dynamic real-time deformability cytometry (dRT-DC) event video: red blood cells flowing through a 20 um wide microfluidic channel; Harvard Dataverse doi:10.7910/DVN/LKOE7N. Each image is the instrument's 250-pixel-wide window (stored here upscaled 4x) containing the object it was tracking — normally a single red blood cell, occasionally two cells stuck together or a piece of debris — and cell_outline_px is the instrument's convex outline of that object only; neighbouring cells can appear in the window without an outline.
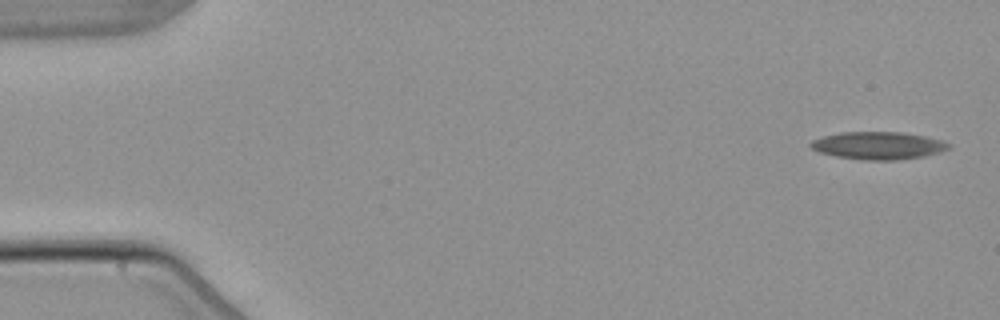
{"species": "common noctule bat (a hibernating species)", "species_latin": "Nyctalus noctula", "temperature_condition": "warm", "stored_images_in_passage": 5, "camera_frame_rate_fps": 3000, "um_per_image_px": 0.085, "animal": {"sex": "male", "body_mass_g": 21.5, "forearm_length_mm": 52.0}, "frame": {"image": 1, "passage_image": 1, "time_ms": 0.0, "image_size_px": [1000, 320], "cell_outline_px": [[952, 144], [948, 148], [940, 152], [924, 156], [896, 160], [860, 160], [836, 156], [820, 152], [812, 148], [808, 144], [812, 140], [824, 136], [840, 132], [900, 132], [924, 136], [940, 140]], "centroid_in_image_um": [74.63, 12.37], "position_along_channel_um": 10.4, "area_um2": 22.08}}
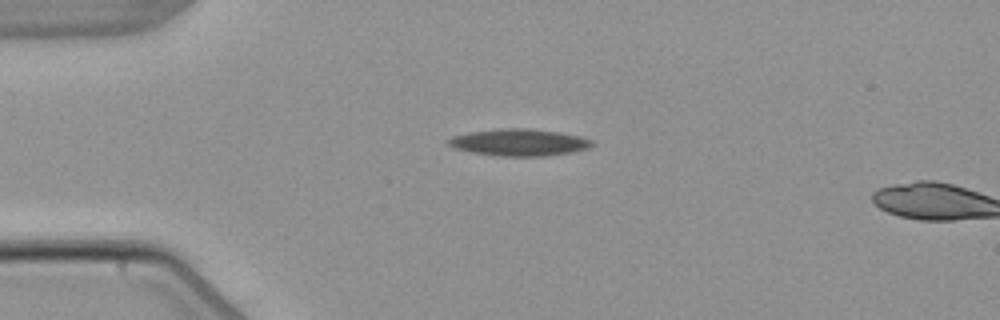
{"frame": {"image": 2, "passage_image": 4, "time_ms": 3.667, "image_size_px": [1000, 320], "cell_outline_px": [[596, 144], [588, 148], [572, 152], [548, 156], [500, 156], [472, 152], [452, 148], [444, 140], [452, 136], [468, 132], [508, 128], [524, 128], [560, 132], [580, 136], [592, 140]], "centroid_in_image_um": [44.12, 12.11], "position_along_channel_um": 40.9, "area_um2": 22.66}}